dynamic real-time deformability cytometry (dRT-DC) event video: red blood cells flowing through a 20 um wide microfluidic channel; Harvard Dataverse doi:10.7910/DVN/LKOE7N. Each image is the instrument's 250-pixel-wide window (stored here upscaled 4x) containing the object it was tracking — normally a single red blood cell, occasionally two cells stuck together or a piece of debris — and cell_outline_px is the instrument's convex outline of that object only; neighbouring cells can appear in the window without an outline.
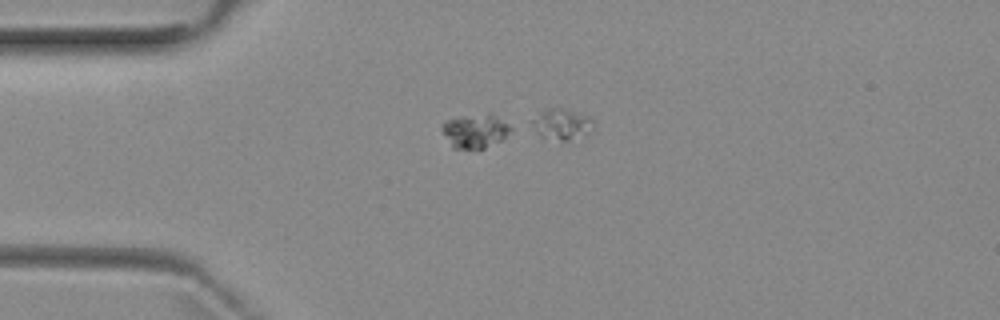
{"species": "common noctule bat (a hibernating species)", "species_latin": "Nyctalus noctula", "temperature_condition": "room temperature", "stored_images_in_passage": 7, "segment_of_instrument_passage": [2, 2], "camera_frame_rate_fps": 3000, "um_per_image_px": 0.085, "animal": {"sex": "female", "body_mass_g": 29.2, "forearm_length_mm": 56.3}, "frame": {"image": 1, "passage_image": 3, "time_ms": 3.667, "image_size_px": [1000, 320], "cell_outline_px": [[512, 128], [504, 140], [484, 148], [452, 148], [440, 128], [440, 124], [448, 120], [460, 116], [488, 112], [496, 116], [508, 124]], "centroid_in_image_um": [40.38, 11.12], "position_along_channel_um": 44.6, "area_um2": 13.76}}
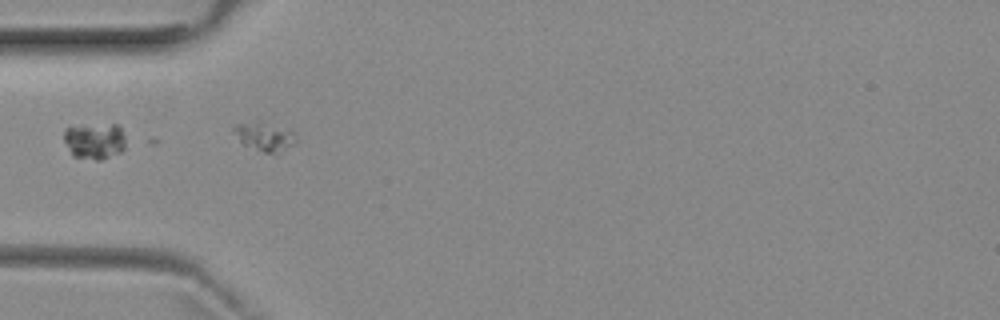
{"frame": {"image": 2, "passage_image": 4, "time_ms": 5.0, "image_size_px": [1000, 320], "cell_outline_px": [[124, 148], [120, 152], [100, 160], [96, 160], [72, 156], [64, 140], [64, 128], [112, 124], [120, 124], [124, 136]], "centroid_in_image_um": [8.05, 11.99], "position_along_channel_um": 77.0, "area_um2": 12.83}}